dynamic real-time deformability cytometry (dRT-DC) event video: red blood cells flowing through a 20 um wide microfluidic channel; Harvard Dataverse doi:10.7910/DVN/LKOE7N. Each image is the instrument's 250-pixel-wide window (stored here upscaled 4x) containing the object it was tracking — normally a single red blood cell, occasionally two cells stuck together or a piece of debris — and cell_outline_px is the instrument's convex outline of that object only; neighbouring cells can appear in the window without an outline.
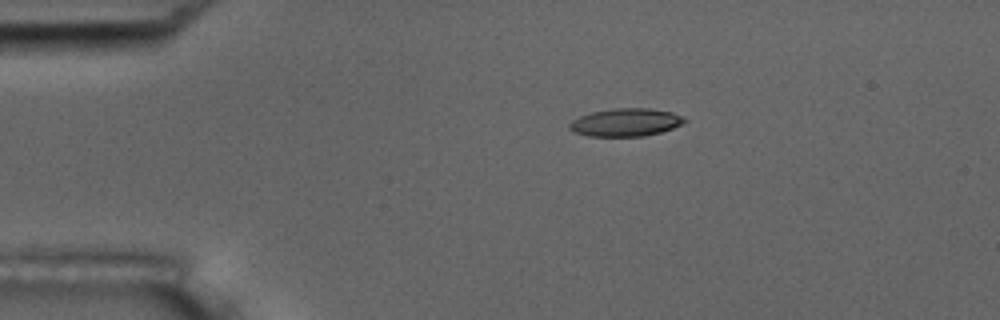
{"species": "common noctule bat (a hibernating species)", "species_latin": "Nyctalus noctula", "temperature_condition": "room temperature", "stored_images_in_passage": 7, "camera_frame_rate_fps": 3000, "um_per_image_px": 0.085, "animal": {"sex": "male", "body_mass_g": 17.5, "forearm_length_mm": 52.3}, "frame": {"image": 1, "passage_image": 1, "time_ms": 0.0, "image_size_px": [1000, 320], "cell_outline_px": [[688, 120], [672, 128], [660, 132], [644, 136], [588, 136], [572, 132], [568, 128], [568, 124], [572, 120], [580, 116], [592, 112], [612, 108], [648, 108], [672, 112], [684, 116]], "centroid_in_image_um": [53.16, 10.4], "position_along_channel_um": 31.8, "area_um2": 18.79}}
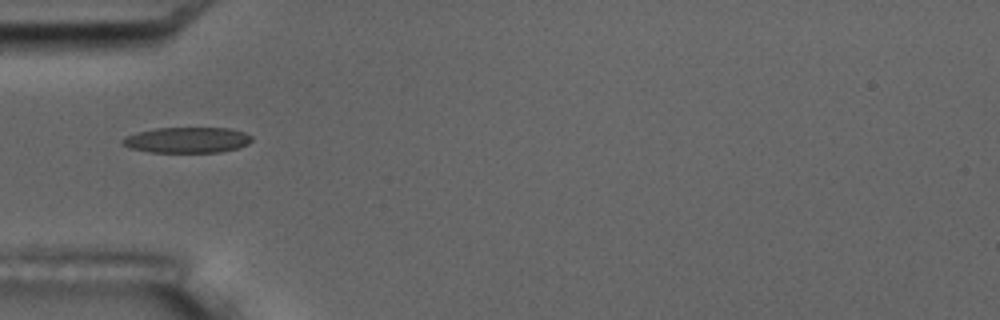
{"frame": {"image": 2, "passage_image": 3, "time_ms": 2.333, "image_size_px": [1000, 320], "cell_outline_px": [[252, 140], [248, 144], [240, 148], [220, 152], [148, 152], [132, 148], [120, 144], [120, 140], [124, 136], [136, 132], [156, 128], [228, 128], [244, 132], [252, 136]], "centroid_in_image_um": [15.88, 11.9], "position_along_channel_um": 69.1, "area_um2": 19.54}}
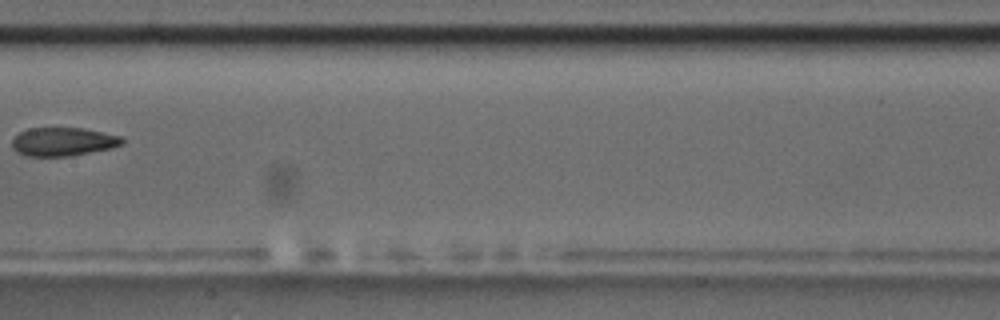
{"frame": {"image": 3, "passage_image": 6, "time_ms": 6.0, "image_size_px": [1000, 320], "cell_outline_px": [[124, 144], [112, 148], [72, 156], [24, 156], [16, 152], [12, 148], [12, 140], [20, 132], [28, 128], [80, 128], [120, 136], [124, 140]], "centroid_in_image_um": [5.34, 12.06], "position_along_channel_um": 202.1, "area_um2": 18.32}}